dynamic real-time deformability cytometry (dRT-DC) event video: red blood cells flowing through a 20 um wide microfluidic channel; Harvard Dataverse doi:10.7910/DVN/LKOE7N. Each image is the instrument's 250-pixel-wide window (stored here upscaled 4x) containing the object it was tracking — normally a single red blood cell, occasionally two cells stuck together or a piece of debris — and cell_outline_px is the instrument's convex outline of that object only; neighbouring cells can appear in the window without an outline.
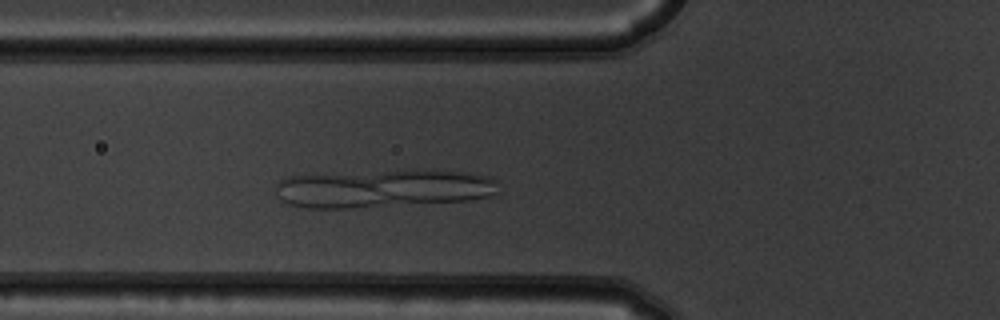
{"species": "common noctule bat (a hibernating species)", "species_latin": "Nyctalus noctula", "temperature_condition": "warm", "stored_images_in_passage": 4, "camera_frame_rate_fps": 3000, "um_per_image_px": 0.085, "animal": {"sex": "male", "body_mass_g": 19.5, "forearm_length_mm": 54.6}, "frame": {"image": 1, "passage_image": 4, "time_ms": 1.0, "image_size_px": [1000, 320], "cell_outline_px": [[500, 192], [492, 196], [468, 200], [348, 208], [304, 208], [284, 204], [276, 196], [276, 184], [280, 180], [288, 176], [384, 172], [476, 172], [500, 180]], "centroid_in_image_um": [32.6, 16.06], "position_along_channel_um": 93.2, "area_um2": 48.78}}